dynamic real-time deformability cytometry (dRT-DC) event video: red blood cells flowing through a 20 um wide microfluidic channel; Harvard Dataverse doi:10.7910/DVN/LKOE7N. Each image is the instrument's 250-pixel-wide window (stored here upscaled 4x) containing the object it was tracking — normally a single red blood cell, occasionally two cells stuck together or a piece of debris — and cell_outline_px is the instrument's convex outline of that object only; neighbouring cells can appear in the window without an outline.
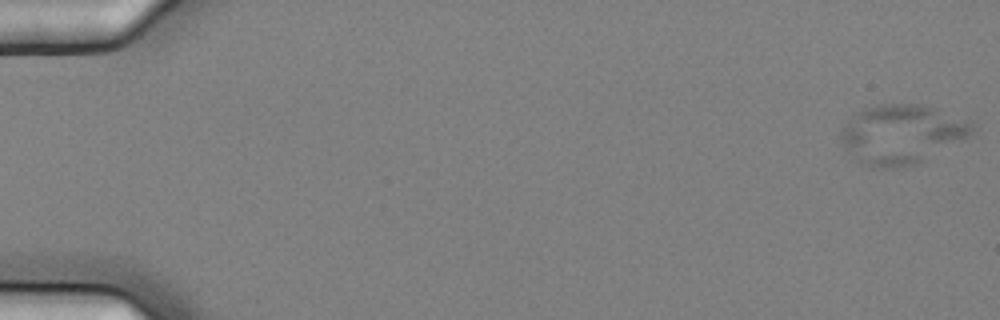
{"species": "common noctule bat (a hibernating species)", "species_latin": "Nyctalus noctula", "temperature_condition": "cold", "stored_images_in_passage": 5, "camera_frame_rate_fps": 3000, "um_per_image_px": 0.085, "animal": {"sex": "female", "body_mass_g": 25.1}, "frame": {"image": 1, "passage_image": 1, "time_ms": 0.0, "image_size_px": [1000, 320], "cell_outline_px": [[980, 124], [972, 136], [916, 164], [892, 168], [884, 168], [864, 164], [856, 160], [844, 148], [840, 140], [840, 132], [844, 124], [856, 112], [864, 108], [876, 104], [920, 104], [972, 120]], "centroid_in_image_um": [76.7, 11.39], "position_along_channel_um": 8.3, "area_um2": 45.89}}
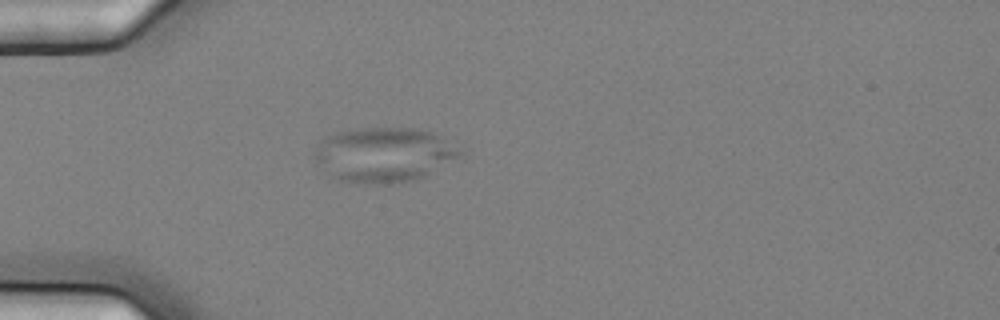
{"frame": {"image": 2, "passage_image": 5, "time_ms": 1.333, "image_size_px": [1000, 320], "cell_outline_px": [[464, 148], [460, 156], [412, 180], [392, 184], [384, 184], [340, 180], [332, 176], [316, 164], [312, 152], [324, 136], [340, 132], [360, 128], [416, 128], [436, 132]], "centroid_in_image_um": [32.63, 13.11], "position_along_channel_um": 52.4, "area_um2": 46.3}}